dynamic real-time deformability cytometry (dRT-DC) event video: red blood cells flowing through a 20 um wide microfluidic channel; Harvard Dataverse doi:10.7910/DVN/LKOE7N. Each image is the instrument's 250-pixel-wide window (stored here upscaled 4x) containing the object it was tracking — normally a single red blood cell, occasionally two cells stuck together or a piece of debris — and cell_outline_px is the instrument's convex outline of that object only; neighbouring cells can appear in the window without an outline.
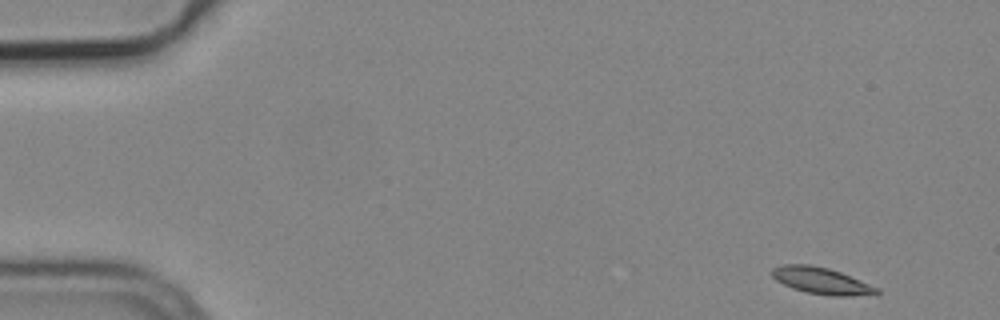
{"species": "common noctule bat (a hibernating species)", "species_latin": "Nyctalus noctula", "temperature_condition": "cold", "stored_images_in_passage": 7, "camera_frame_rate_fps": 3000, "um_per_image_px": 0.085, "animal": {"sex": "male", "body_mass_g": 19.2, "forearm_length_mm": 51.8}, "frame": {"image": 1, "passage_image": 1, "time_ms": 0.0, "image_size_px": [1000, 320], "cell_outline_px": [[880, 292], [848, 296], [832, 296], [808, 292], [792, 288], [776, 280], [772, 276], [772, 268], [784, 264], [812, 264], [828, 268], [840, 272], [880, 288]], "centroid_in_image_um": [69.79, 23.85], "position_along_channel_um": 15.2, "area_um2": 16.01}}
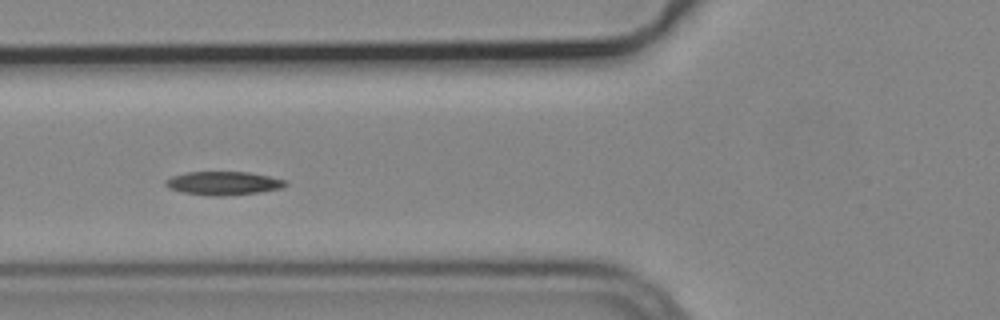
{"frame": {"image": 2, "passage_image": 6, "time_ms": 1.667, "image_size_px": [1000, 320], "cell_outline_px": [[288, 184], [284, 188], [260, 192], [220, 196], [212, 196], [184, 192], [168, 188], [164, 184], [164, 180], [172, 176], [184, 172], [248, 172], [288, 180]], "centroid_in_image_um": [19.0, 15.57], "position_along_channel_um": 106.8, "area_um2": 16.53}}
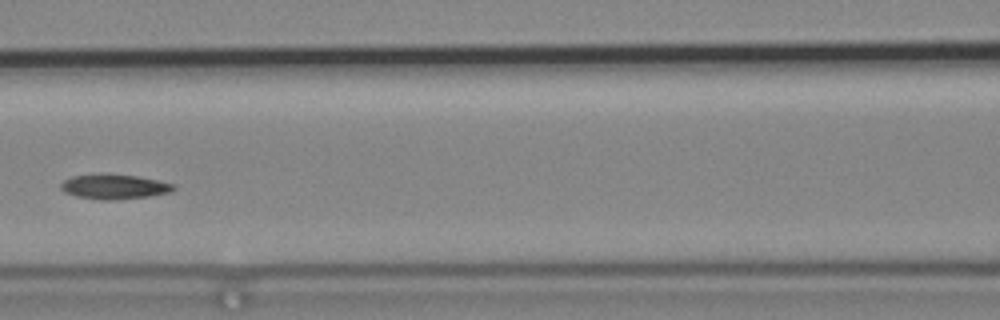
{"frame": {"image": 3, "passage_image": 7, "time_ms": 2.0, "image_size_px": [1000, 320], "cell_outline_px": [[176, 188], [168, 192], [148, 196], [112, 200], [100, 200], [76, 196], [64, 192], [60, 188], [60, 184], [64, 180], [72, 176], [136, 176], [176, 184]], "centroid_in_image_um": [9.71, 15.9], "position_along_channel_um": 156.9, "area_um2": 15.55}}